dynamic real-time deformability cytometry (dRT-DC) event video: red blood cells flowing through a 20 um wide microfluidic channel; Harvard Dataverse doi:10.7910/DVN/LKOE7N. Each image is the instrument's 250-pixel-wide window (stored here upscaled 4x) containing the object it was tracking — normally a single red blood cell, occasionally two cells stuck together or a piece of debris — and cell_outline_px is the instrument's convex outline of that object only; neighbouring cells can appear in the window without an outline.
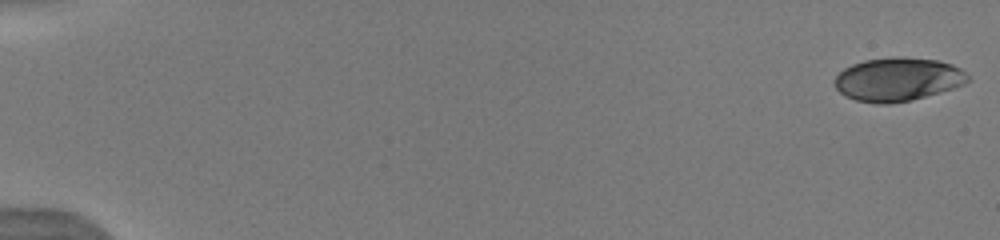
{"species": "human", "species_latin": "Homo sapiens", "temperature_condition": "warm", "stored_images_in_passage": 13, "camera_frame_rate_fps": 3000, "um_per_image_px": 0.085, "donor": {"sex": "male"}, "frame": {"image": 1, "passage_image": 1, "time_ms": 0.0, "image_size_px": [1000, 240], "cell_outline_px": [[968, 80], [964, 84], [940, 92], [912, 100], [888, 104], [876, 104], [856, 100], [844, 96], [836, 88], [836, 76], [844, 68], [852, 64], [864, 60], [892, 56], [904, 56], [940, 60], [952, 64], [960, 68], [968, 76]], "centroid_in_image_um": [76.31, 6.73], "position_along_channel_um": 8.7, "area_um2": 33.93}}
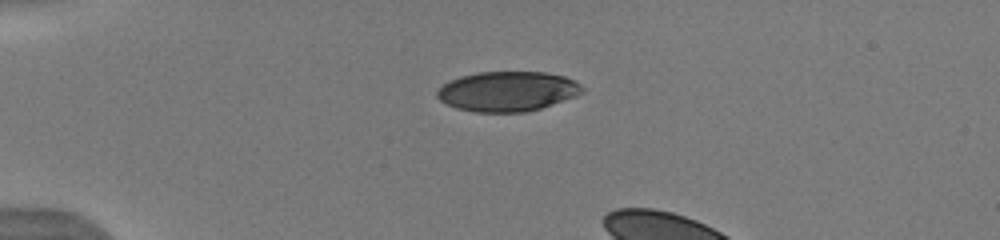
{"frame": {"image": 2, "passage_image": 10, "time_ms": 4.333, "image_size_px": [1000, 240], "cell_outline_px": [[584, 92], [576, 96], [540, 108], [524, 112], [476, 112], [456, 108], [440, 100], [436, 96], [436, 92], [448, 80], [460, 76], [476, 72], [544, 72], [564, 76], [576, 80], [584, 88]], "centroid_in_image_um": [43.14, 7.75], "position_along_channel_um": 41.9, "area_um2": 33.81}}